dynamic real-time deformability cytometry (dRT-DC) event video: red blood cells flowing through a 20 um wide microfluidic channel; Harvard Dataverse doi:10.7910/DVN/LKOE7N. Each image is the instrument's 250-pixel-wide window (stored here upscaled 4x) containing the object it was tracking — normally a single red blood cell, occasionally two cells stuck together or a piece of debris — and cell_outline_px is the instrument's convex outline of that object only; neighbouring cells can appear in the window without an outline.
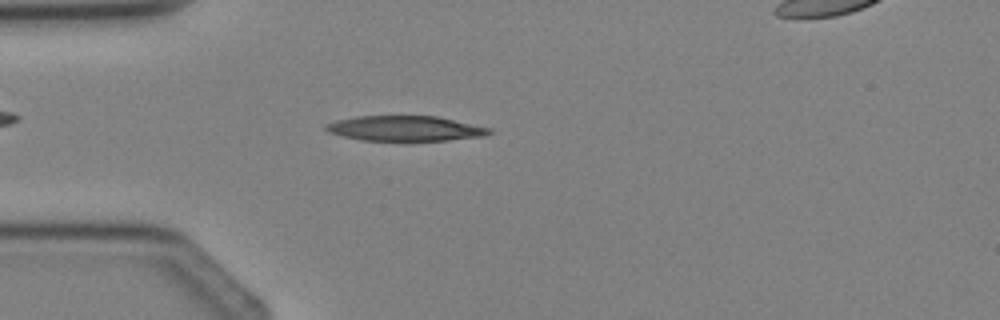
{"species": "Egyptian fruit bat (a non-hibernating species)", "species_latin": "Rousettus aegyptiacus", "temperature_condition": "cold", "stored_images_in_passage": 4, "segment_of_instrument_passage": [1, 2], "camera_frame_rate_fps": 3000, "um_per_image_px": 0.085, "animal": {"sex": "female"}, "frame": {"image": 1, "passage_image": 3, "time_ms": 2.333, "image_size_px": [1000, 320], "cell_outline_px": [[492, 132], [484, 136], [448, 140], [360, 140], [328, 132], [324, 128], [324, 124], [336, 120], [356, 116], [436, 116], [492, 128]], "centroid_in_image_um": [34.42, 10.91], "position_along_channel_um": 50.6, "area_um2": 23.81}}